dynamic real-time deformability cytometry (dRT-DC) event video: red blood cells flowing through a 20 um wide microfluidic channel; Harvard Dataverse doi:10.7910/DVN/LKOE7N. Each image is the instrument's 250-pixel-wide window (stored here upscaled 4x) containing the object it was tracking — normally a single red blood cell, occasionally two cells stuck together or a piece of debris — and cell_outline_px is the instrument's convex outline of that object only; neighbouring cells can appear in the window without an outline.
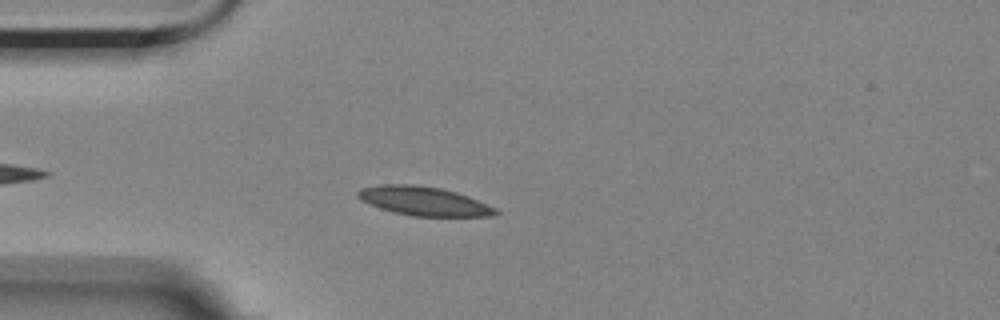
{"species": "Egyptian fruit bat (a non-hibernating species)", "species_latin": "Rousettus aegyptiacus", "temperature_condition": "room temperature", "stored_images_in_passage": 9, "camera_frame_rate_fps": 3000, "um_per_image_px": 0.085, "animal": {"sex": "female"}, "frame": {"image": 1, "passage_image": 4, "time_ms": 3.333, "image_size_px": [1000, 320], "cell_outline_px": [[500, 212], [492, 216], [412, 216], [392, 212], [380, 208], [360, 200], [356, 196], [356, 192], [360, 188], [380, 184], [416, 184], [440, 188], [456, 192], [468, 196], [496, 208]], "centroid_in_image_um": [35.98, 17.08], "position_along_channel_um": 49.0, "area_um2": 23.35}}
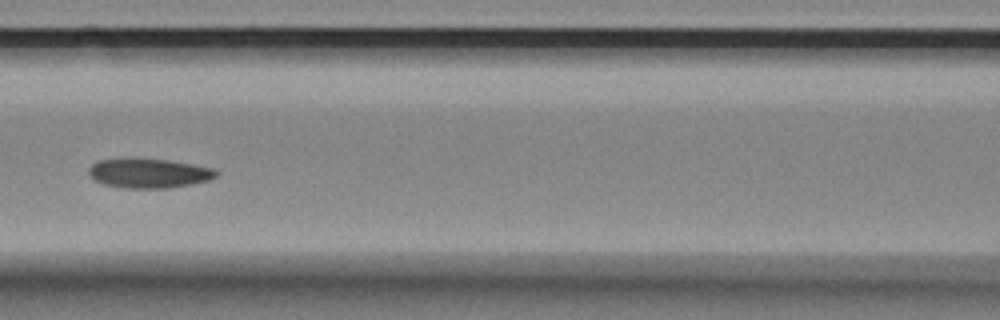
{"frame": {"image": 2, "passage_image": 7, "time_ms": 6.667, "image_size_px": [1000, 320], "cell_outline_px": [[220, 172], [216, 176], [208, 180], [192, 184], [168, 188], [124, 188], [104, 184], [92, 180], [88, 176], [88, 168], [96, 160], [128, 156], [140, 156], [168, 160], [216, 168]], "centroid_in_image_um": [12.59, 14.68], "position_along_channel_um": 154.0, "area_um2": 22.89}}
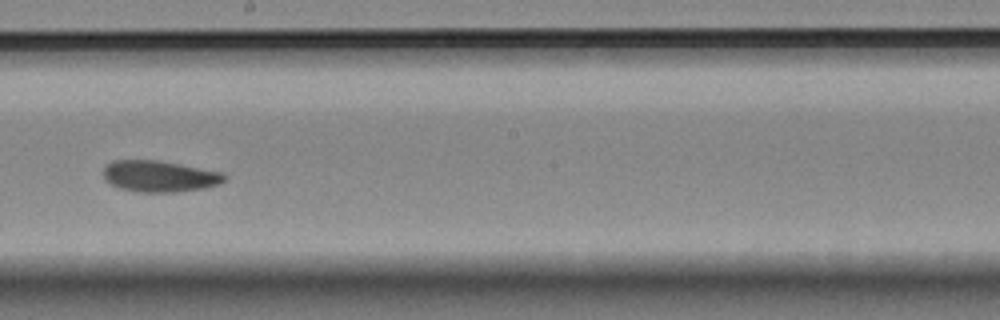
{"frame": {"image": 3, "passage_image": 9, "time_ms": 9.0, "image_size_px": [1000, 320], "cell_outline_px": [[224, 180], [220, 184], [204, 188], [176, 192], [140, 192], [120, 188], [104, 180], [104, 164], [112, 160], [160, 160], [224, 172]], "centroid_in_image_um": [13.54, 14.97], "position_along_channel_um": 234.7, "area_um2": 22.25}}